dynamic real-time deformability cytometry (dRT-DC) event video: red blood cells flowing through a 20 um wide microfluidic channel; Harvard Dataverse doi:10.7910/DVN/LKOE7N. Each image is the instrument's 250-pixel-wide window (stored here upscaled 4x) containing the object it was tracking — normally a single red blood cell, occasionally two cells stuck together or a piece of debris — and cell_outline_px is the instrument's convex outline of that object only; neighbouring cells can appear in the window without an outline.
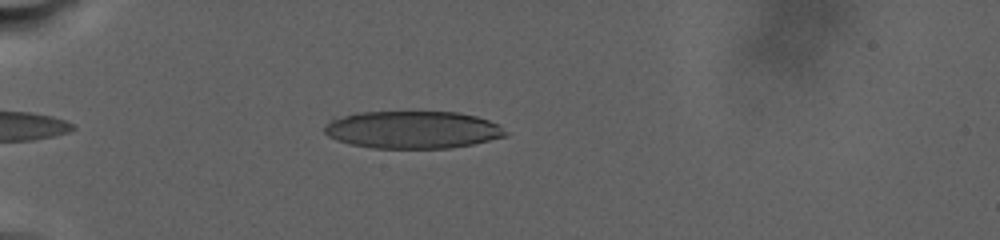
{"species": "human", "species_latin": "Homo sapiens", "temperature_condition": "warm", "stored_images_in_passage": 7, "camera_frame_rate_fps": 3000, "um_per_image_px": 0.085, "donor": {"sex": "male"}, "frame": {"image": 1, "passage_image": 3, "time_ms": 1.333, "image_size_px": [1000, 240], "cell_outline_px": [[508, 136], [472, 144], [448, 148], [372, 148], [352, 144], [336, 140], [328, 136], [324, 132], [324, 124], [332, 116], [356, 112], [460, 112], [476, 116], [500, 124], [508, 132]], "centroid_in_image_um": [35.03, 11.01], "position_along_channel_um": 50.0, "area_um2": 40.11}}
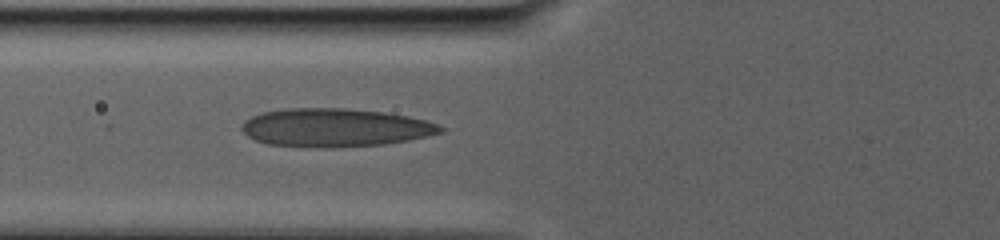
{"frame": {"image": 2, "passage_image": 7, "time_ms": 4.667, "image_size_px": [1000, 240], "cell_outline_px": [[444, 132], [428, 136], [408, 140], [384, 144], [332, 148], [324, 148], [268, 144], [256, 140], [248, 136], [240, 128], [244, 120], [260, 112], [284, 108], [348, 108], [384, 112], [408, 116], [424, 120], [436, 124], [444, 128]], "centroid_in_image_um": [28.46, 10.84], "position_along_channel_um": 97.3, "area_um2": 44.56}}